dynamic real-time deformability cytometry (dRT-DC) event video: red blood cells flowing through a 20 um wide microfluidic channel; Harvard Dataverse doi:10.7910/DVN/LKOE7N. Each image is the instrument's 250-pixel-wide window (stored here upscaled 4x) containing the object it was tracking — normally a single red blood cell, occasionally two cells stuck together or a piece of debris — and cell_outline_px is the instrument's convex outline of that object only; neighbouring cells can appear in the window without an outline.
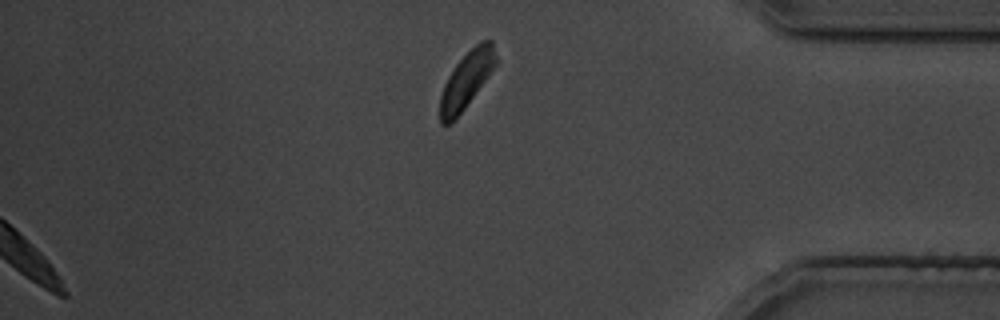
{"species": "common noctule bat (a hibernating species)", "species_latin": "Nyctalus noctula", "temperature_condition": "cold", "stored_images_in_passage": 30, "segment_of_instrument_passage": [2, 2], "camera_frame_rate_fps": 3000, "um_per_image_px": 0.085, "animal": {"sex": "male", "body_mass_g": 19.5, "forearm_length_mm": 54.6}, "frame": {"image": 1, "passage_image": 30, "time_ms": 35.667, "image_size_px": [1000, 320], "cell_outline_px": [[496, 64], [488, 76], [464, 108], [448, 124], [440, 124], [440, 96], [444, 84], [452, 68], [480, 40], [492, 40], [496, 56]], "centroid_in_image_um": [39.64, 6.77], "position_along_channel_um": 395.6, "area_um2": 17.8}}